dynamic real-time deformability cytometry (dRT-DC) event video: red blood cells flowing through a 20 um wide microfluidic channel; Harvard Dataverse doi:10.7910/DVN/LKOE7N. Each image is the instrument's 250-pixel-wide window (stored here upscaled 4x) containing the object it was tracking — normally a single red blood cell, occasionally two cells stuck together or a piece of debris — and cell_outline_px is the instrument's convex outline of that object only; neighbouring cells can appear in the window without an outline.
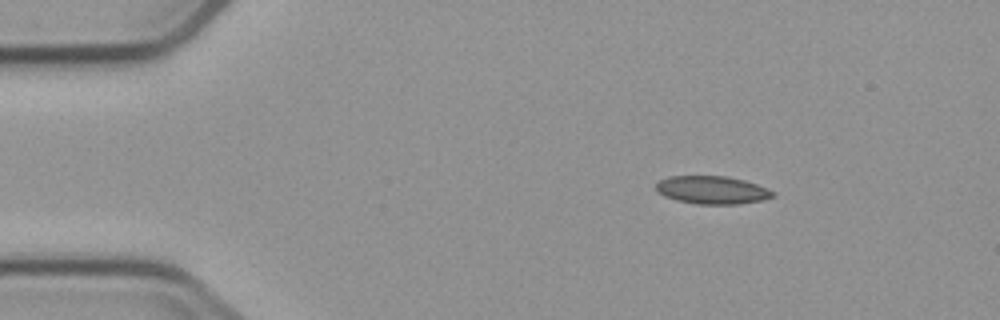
{"species": "common noctule bat (a hibernating species)", "species_latin": "Nyctalus noctula", "temperature_condition": "cold", "stored_images_in_passage": 3, "camera_frame_rate_fps": 3000, "um_per_image_px": 0.085, "animal": {"sex": "male", "body_mass_g": 23.1, "forearm_length_mm": 52.7}, "frame": {"image": 1, "passage_image": 1, "time_ms": 0.0, "image_size_px": [1000, 320], "cell_outline_px": [[776, 196], [764, 200], [740, 204], [696, 204], [676, 200], [664, 196], [656, 188], [656, 184], [660, 180], [668, 176], [728, 176], [744, 180], [756, 184], [776, 192]], "centroid_in_image_um": [60.57, 16.15], "position_along_channel_um": 24.4, "area_um2": 19.13}}